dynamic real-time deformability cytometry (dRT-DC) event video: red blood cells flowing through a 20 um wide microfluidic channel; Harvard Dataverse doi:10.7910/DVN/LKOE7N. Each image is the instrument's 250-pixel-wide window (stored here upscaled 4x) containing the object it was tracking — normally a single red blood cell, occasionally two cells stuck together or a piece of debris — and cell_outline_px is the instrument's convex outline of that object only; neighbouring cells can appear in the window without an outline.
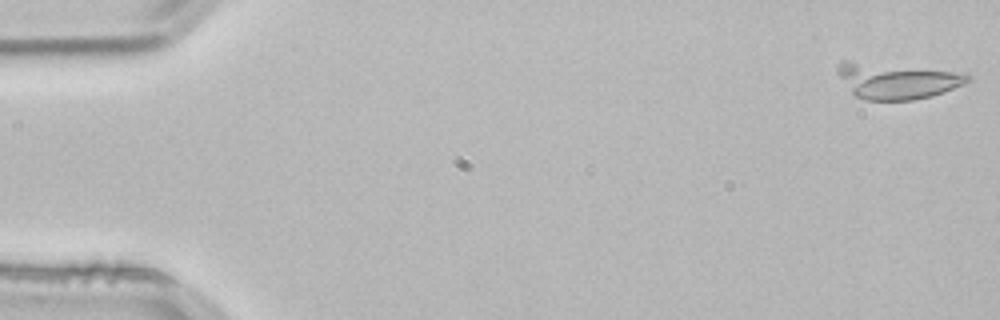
{"species": "common noctule bat (a hibernating species)", "species_latin": "Nyctalus noctula", "temperature_condition": "room temperature", "stored_images_in_passage": 19, "camera_frame_rate_fps": 3000, "um_per_image_px": 0.085, "animal": {"sex": "male", "body_mass_g": 21.5, "forearm_length_mm": 52.0}, "frame": {"image": 1, "passage_image": 1, "time_ms": 0.0, "image_size_px": [1000, 320], "cell_outline_px": [[972, 80], [964, 84], [932, 96], [912, 100], [864, 100], [852, 96], [836, 72], [836, 64], [840, 60], [848, 60], [968, 72], [972, 76]], "centroid_in_image_um": [76.21, 6.85], "position_along_channel_um": 8.8, "area_um2": 27.98}}